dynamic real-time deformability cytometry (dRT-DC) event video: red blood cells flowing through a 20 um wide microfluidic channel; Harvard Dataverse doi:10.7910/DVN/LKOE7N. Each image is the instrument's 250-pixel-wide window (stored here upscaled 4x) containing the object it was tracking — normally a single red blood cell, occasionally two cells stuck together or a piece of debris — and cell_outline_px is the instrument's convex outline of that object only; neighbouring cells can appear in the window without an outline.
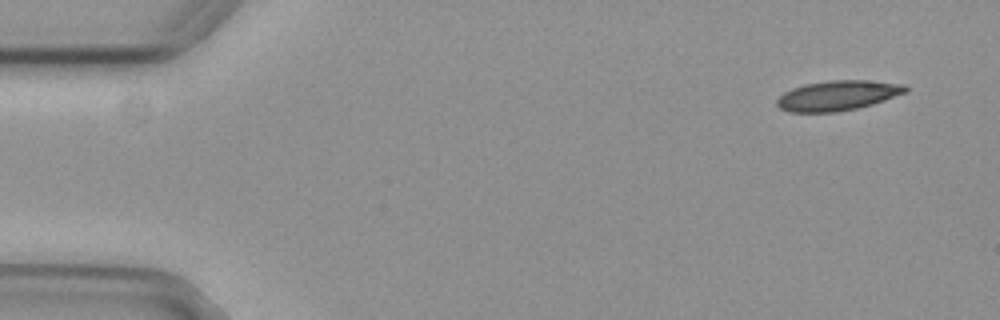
{"species": "common noctule bat (a hibernating species)", "species_latin": "Nyctalus noctula", "temperature_condition": "cold", "stored_images_in_passage": 41, "camera_frame_rate_fps": 3000, "um_per_image_px": 0.085, "animal": {"sex": "female", "body_mass_g": 29.2, "forearm_length_mm": 56.3}, "frame": {"image": 1, "passage_image": 1, "time_ms": 0.0, "image_size_px": [1000, 320], "cell_outline_px": [[908, 92], [872, 104], [856, 108], [836, 112], [788, 112], [780, 108], [776, 104], [776, 100], [784, 92], [792, 88], [804, 84], [828, 80], [868, 80], [904, 84], [908, 88]], "centroid_in_image_um": [71.2, 8.11], "position_along_channel_um": 13.8, "area_um2": 22.54}}
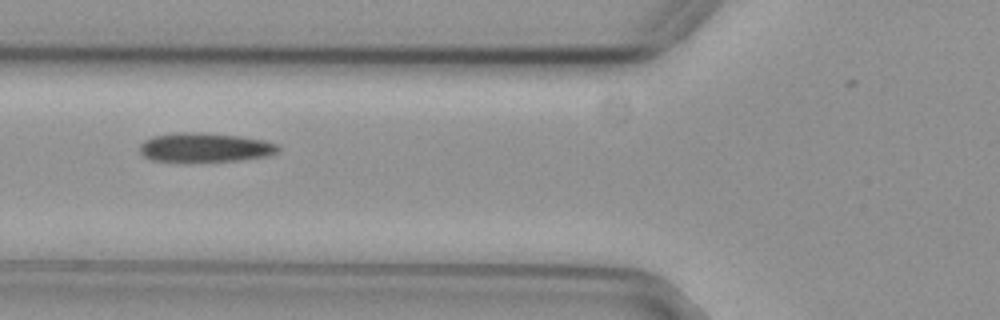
{"frame": {"image": 2, "passage_image": 18, "time_ms": 5.667, "image_size_px": [1000, 320], "cell_outline_px": [[280, 152], [268, 156], [240, 160], [188, 164], [184, 164], [152, 160], [144, 156], [140, 152], [140, 144], [144, 140], [152, 136], [172, 132], [196, 132], [240, 136], [264, 140], [276, 144], [280, 148]], "centroid_in_image_um": [17.38, 12.57], "position_along_channel_um": 108.4, "area_um2": 24.57}}
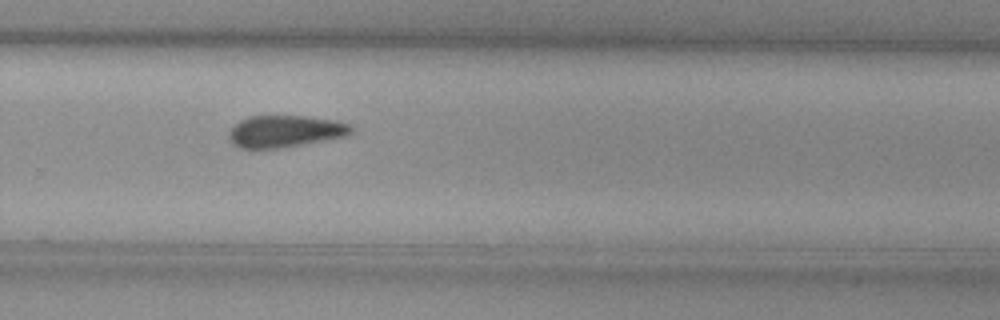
{"frame": {"image": 3, "passage_image": 34, "time_ms": 11.0, "image_size_px": [1000, 320], "cell_outline_px": [[352, 132], [348, 136], [280, 148], [240, 148], [232, 144], [228, 140], [228, 132], [232, 124], [248, 116], [308, 116], [336, 120], [348, 124], [352, 128]], "centroid_in_image_um": [24.18, 11.16], "position_along_channel_um": 305.6, "area_um2": 23.0}, "authors_computed_cell_mechanics": {"area_um2": 23.3512, "velocity_mm_per_s": 3.6985, "shape_relaxation_time_tau1_ms": null, "shape_relaxation_time_tau2_ms": 5.7357, "deformation_change_tau1": null, "deformation_change_tau2": 0.0929}}